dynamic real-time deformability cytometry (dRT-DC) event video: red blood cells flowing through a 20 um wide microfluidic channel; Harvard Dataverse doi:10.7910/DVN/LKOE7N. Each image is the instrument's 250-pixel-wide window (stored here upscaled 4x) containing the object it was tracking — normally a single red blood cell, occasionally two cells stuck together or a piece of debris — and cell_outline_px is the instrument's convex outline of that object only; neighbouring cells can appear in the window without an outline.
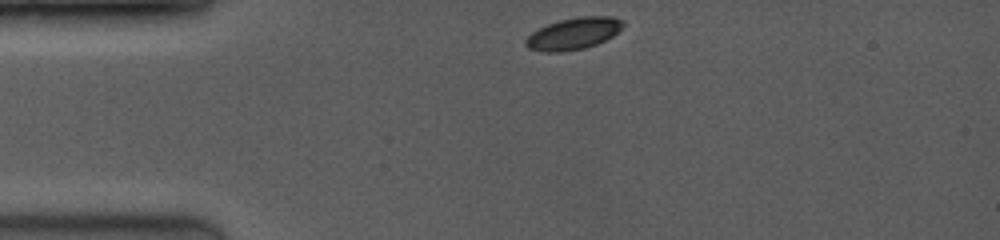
{"species": "common noctule bat (a hibernating species)", "species_latin": "Nyctalus noctula", "temperature_condition": "room temperature", "stored_images_in_passage": 2, "camera_frame_rate_fps": 3500, "um_per_image_px": 0.085, "animal": {"sex": "female", "body_mass_g": 19.0, "forearm_length_mm": 53.3}, "frame": {"image": 1, "passage_image": 1, "time_ms": 0.0, "image_size_px": [1000, 240], "cell_outline_px": [[624, 24], [612, 36], [596, 44], [584, 48], [560, 52], [544, 52], [528, 48], [524, 44], [524, 40], [532, 32], [548, 24], [560, 20], [580, 16], [612, 16], [620, 20]], "centroid_in_image_um": [48.7, 2.86], "position_along_channel_um": 36.3, "area_um2": 17.8}}